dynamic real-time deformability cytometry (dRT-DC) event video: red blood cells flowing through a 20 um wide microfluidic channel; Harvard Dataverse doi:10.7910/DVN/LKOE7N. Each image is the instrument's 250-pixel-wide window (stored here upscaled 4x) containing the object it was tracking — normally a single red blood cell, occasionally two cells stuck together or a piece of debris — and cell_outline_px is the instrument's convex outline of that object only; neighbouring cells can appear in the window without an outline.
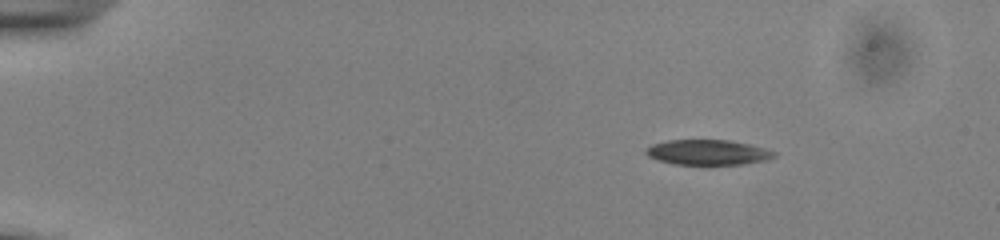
{"species": "common noctule bat (a hibernating species)", "species_latin": "Nyctalus noctula", "temperature_condition": "cold", "stored_images_in_passage": 46, "camera_frame_rate_fps": 3000, "um_per_image_px": 0.085, "animal": {"sex": "male", "body_mass_g": 13.0, "forearm_length_mm": 53.1}, "frame": {"image": 1, "passage_image": 1, "time_ms": 0.0, "image_size_px": [1000, 240], "cell_outline_px": [[776, 156], [768, 160], [744, 164], [708, 168], [672, 164], [656, 160], [648, 156], [644, 152], [644, 148], [652, 144], [668, 140], [732, 140], [764, 148], [776, 152]], "centroid_in_image_um": [60.14, 13.0], "position_along_channel_um": 24.9, "area_um2": 20.0}}
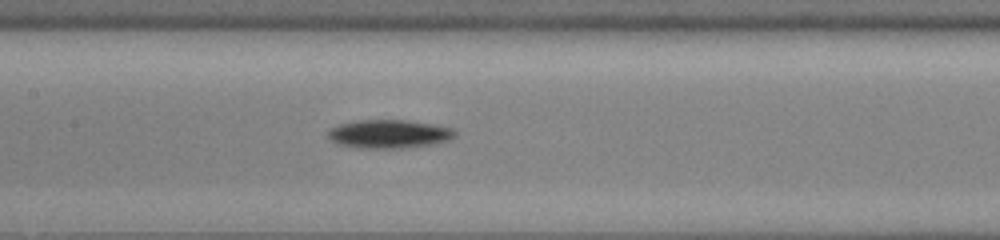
{"frame": {"image": 2, "passage_image": 20, "time_ms": 6.333, "image_size_px": [1000, 240], "cell_outline_px": [[456, 136], [452, 140], [432, 144], [408, 148], [356, 148], [340, 144], [328, 140], [328, 132], [332, 128], [340, 124], [356, 120], [408, 120], [432, 124], [452, 128], [456, 132]], "centroid_in_image_um": [33.09, 11.39], "position_along_channel_um": 174.3, "area_um2": 21.27}}
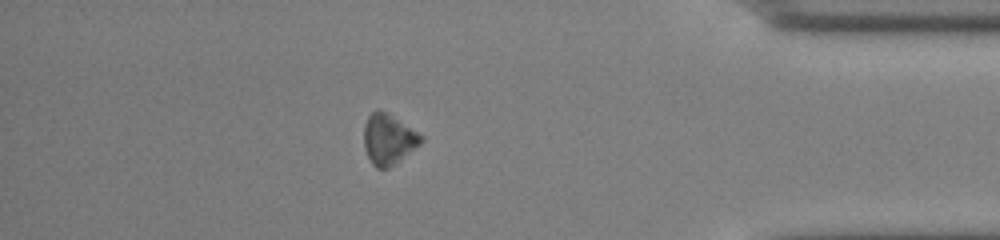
{"frame": {"image": 3, "passage_image": 40, "time_ms": 13.0, "image_size_px": [1000, 240], "cell_outline_px": [[424, 140], [420, 144], [388, 168], [376, 168], [372, 164], [364, 148], [364, 124], [368, 116], [376, 108], [380, 108], [424, 136]], "centroid_in_image_um": [33.0, 11.81], "position_along_channel_um": 402.2, "area_um2": 16.7}, "authors_computed_cell_mechanics": {"area_um2": 19.9988, "velocity_mm_per_s": 3.8892, "shape_relaxation_time_tau1_ms": 1.4913, "shape_relaxation_time_tau2_ms": null, "deformation_change_tau1": 0.0814, "deformation_change_tau2": null}}